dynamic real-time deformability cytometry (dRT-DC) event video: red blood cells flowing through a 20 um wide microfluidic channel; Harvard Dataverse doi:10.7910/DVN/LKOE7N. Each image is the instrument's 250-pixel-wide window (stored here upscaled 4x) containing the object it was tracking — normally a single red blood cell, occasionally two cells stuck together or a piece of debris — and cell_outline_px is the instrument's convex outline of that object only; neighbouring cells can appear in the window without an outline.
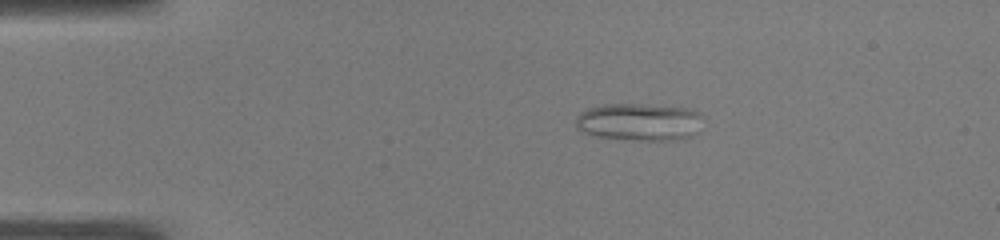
{"species": "common noctule bat (a hibernating species)", "species_latin": "Nyctalus noctula", "temperature_condition": "warm", "stored_images_in_passage": 41, "camera_frame_rate_fps": 3000, "um_per_image_px": 0.085, "animal": {"sex": "male", "body_mass_g": 19.0, "forearm_length_mm": 50.8}, "frame": {"image": 1, "passage_image": 1, "time_ms": 0.0, "image_size_px": [1000, 240], "cell_outline_px": [[704, 116], [700, 132], [688, 136], [672, 140], [632, 140], [592, 136], [576, 128], [576, 116], [580, 112], [588, 108], [604, 104], [640, 104], [684, 108], [700, 112]], "centroid_in_image_um": [54.34, 10.37], "position_along_channel_um": 30.7, "area_um2": 28.09}}
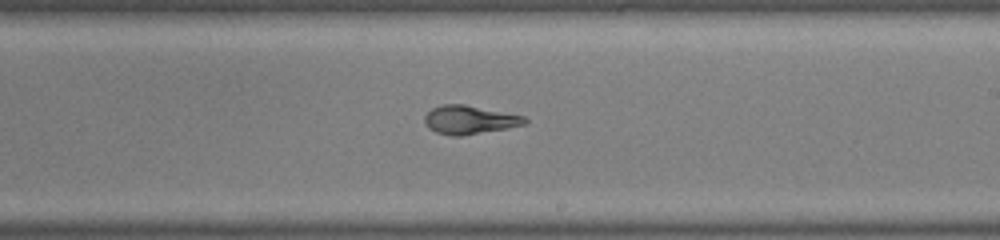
{"frame": {"image": 2, "passage_image": 21, "time_ms": 6.667, "image_size_px": [1000, 240], "cell_outline_px": [[528, 120], [524, 124], [508, 128], [460, 136], [452, 136], [436, 132], [428, 128], [424, 120], [424, 116], [432, 108], [440, 104], [464, 104], [524, 116]], "centroid_in_image_um": [39.87, 10.18], "position_along_channel_um": 249.1, "area_um2": 16.59}}
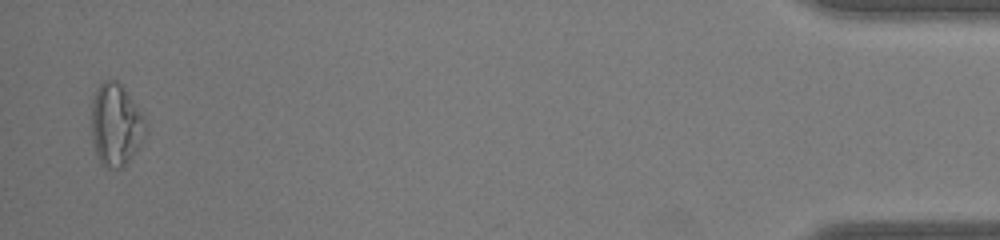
{"frame": {"image": 3, "passage_image": 40, "time_ms": 13.0, "image_size_px": [1000, 240], "cell_outline_px": [[148, 128], [136, 148], [128, 160], [120, 168], [108, 168], [100, 164], [92, 140], [92, 96], [100, 80], [116, 80], [124, 88], [144, 116]], "centroid_in_image_um": [9.82, 10.56], "position_along_channel_um": 425.4, "area_um2": 25.84}, "authors_computed_cell_mechanics": {"area_um2": 17.918, "velocity_mm_per_s": 4.0772, "shape_relaxation_time_tau1_ms": 8.1375, "shape_relaxation_time_tau2_ms": 1.5182, "deformation_change_tau1": 0.2598, "deformation_change_tau2": 0.0796}}